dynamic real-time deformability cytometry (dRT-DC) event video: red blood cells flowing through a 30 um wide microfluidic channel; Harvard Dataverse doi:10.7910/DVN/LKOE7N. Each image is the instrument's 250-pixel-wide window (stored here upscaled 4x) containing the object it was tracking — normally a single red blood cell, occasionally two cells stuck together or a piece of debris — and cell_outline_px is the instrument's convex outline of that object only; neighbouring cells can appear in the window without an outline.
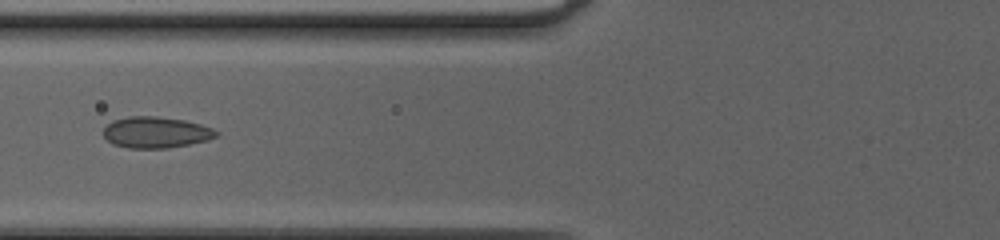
{"species": "common noctule bat (a hibernating species)", "species_latin": "Nyctalus noctula", "temperature_condition": "cold", "stored_images_in_passage": 52, "camera_frame_rate_fps": 3000, "um_per_image_px": 0.085, "animal": {"sex": "female", "body_mass_g": 20.0, "forearm_length_mm": 54.0}, "frame": {"image": 1, "passage_image": 23, "time_ms": 7.333, "image_size_px": [1000, 240], "cell_outline_px": [[220, 136], [208, 140], [168, 148], [128, 148], [112, 144], [104, 136], [104, 128], [112, 120], [128, 116], [156, 116], [184, 120], [200, 124], [212, 128], [220, 132]], "centroid_in_image_um": [13.27, 11.25], "position_along_channel_um": 112.5, "area_um2": 20.63}}
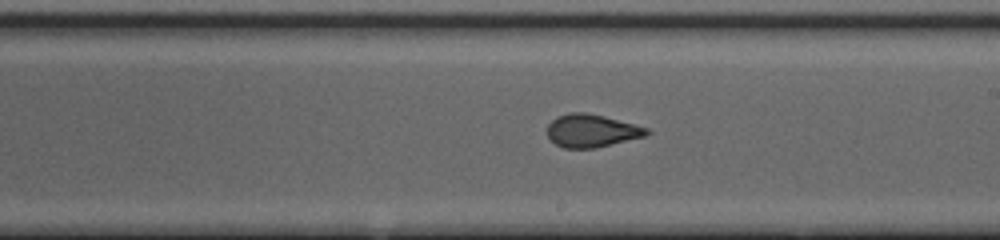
{"frame": {"image": 2, "passage_image": 32, "time_ms": 10.333, "image_size_px": [1000, 240], "cell_outline_px": [[652, 132], [644, 136], [596, 148], [564, 148], [556, 144], [548, 136], [548, 124], [556, 116], [568, 112], [584, 112], [604, 116], [648, 128]], "centroid_in_image_um": [50.27, 11.1], "position_along_channel_um": 238.7, "area_um2": 18.96}}
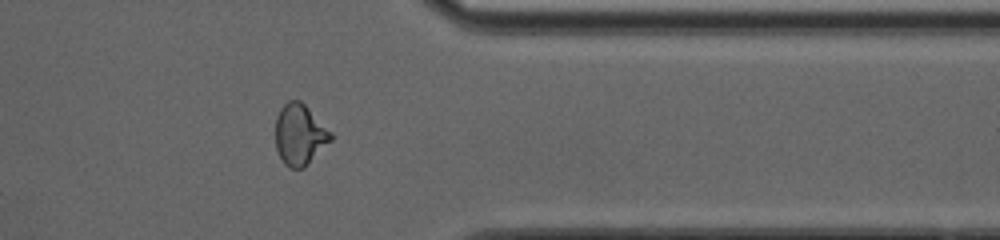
{"frame": {"image": 3, "passage_image": 43, "time_ms": 14.0, "image_size_px": [1000, 240], "cell_outline_px": [[332, 140], [304, 168], [288, 168], [284, 164], [276, 148], [276, 116], [280, 108], [288, 100], [300, 100], [332, 132]], "centroid_in_image_um": [25.47, 11.44], "position_along_channel_um": 385.9, "area_um2": 19.65}, "authors_computed_cell_mechanics": {"area_um2": 20.7213, "velocity_mm_per_s": 4.1991, "shape_relaxation_time_tau1_ms": null, "shape_relaxation_time_tau2_ms": 0.6741, "deformation_change_tau1": null, "deformation_change_tau2": 0.0712}}